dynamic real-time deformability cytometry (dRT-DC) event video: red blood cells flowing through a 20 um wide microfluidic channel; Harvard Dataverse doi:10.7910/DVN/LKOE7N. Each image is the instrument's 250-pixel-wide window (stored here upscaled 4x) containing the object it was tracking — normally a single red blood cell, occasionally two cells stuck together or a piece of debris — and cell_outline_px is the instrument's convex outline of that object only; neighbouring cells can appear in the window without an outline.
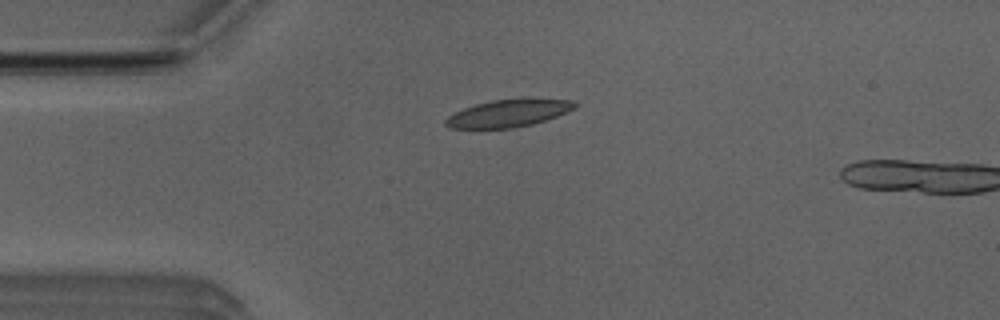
{"species": "Egyptian fruit bat (a non-hibernating species)", "species_latin": "Rousettus aegyptiacus", "temperature_condition": "room temperature", "stored_images_in_passage": 8, "camera_frame_rate_fps": 3000, "um_per_image_px": 0.085, "animal": {"sex": "male"}, "frame": {"image": 1, "passage_image": 3, "time_ms": 0.667, "image_size_px": [1000, 320], "cell_outline_px": [[580, 104], [576, 108], [568, 112], [532, 124], [512, 128], [448, 128], [444, 124], [444, 120], [448, 116], [464, 108], [476, 104], [492, 100], [528, 96], [572, 100]], "centroid_in_image_um": [43.3, 9.58], "position_along_channel_um": 41.7, "area_um2": 21.27}}
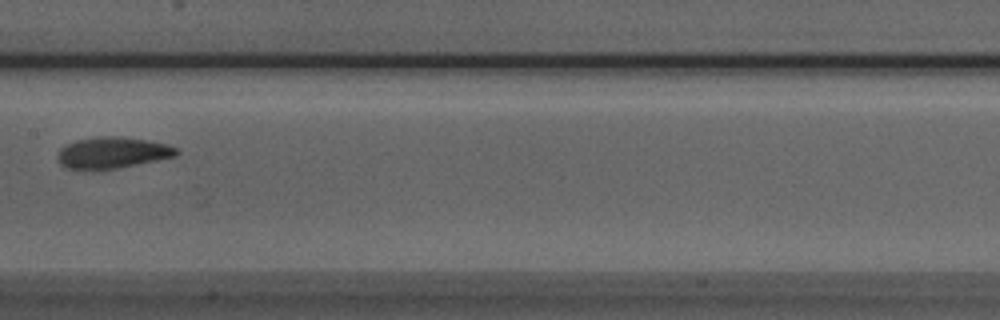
{"frame": {"image": 2, "passage_image": 7, "time_ms": 2.0, "image_size_px": [1000, 320], "cell_outline_px": [[180, 152], [176, 156], [116, 168], [68, 168], [60, 164], [56, 156], [60, 148], [76, 140], [100, 136], [112, 136], [144, 140], [168, 144], [176, 148]], "centroid_in_image_um": [9.55, 12.96], "position_along_channel_um": 197.9, "area_um2": 21.1}}
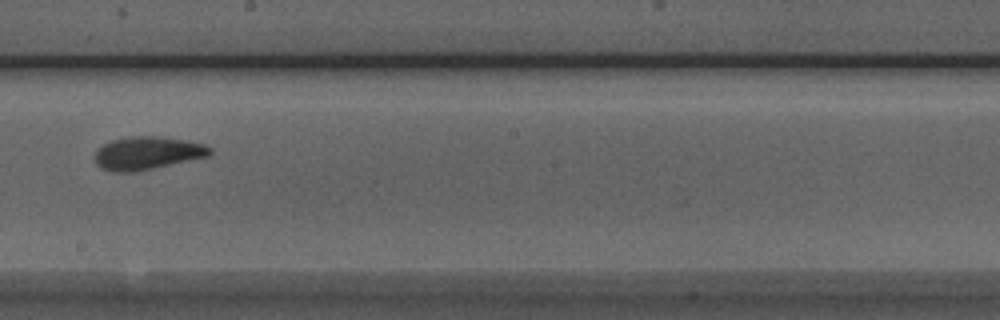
{"frame": {"image": 3, "passage_image": 8, "time_ms": 2.333, "image_size_px": [1000, 320], "cell_outline_px": [[212, 152], [208, 156], [136, 172], [112, 172], [100, 168], [96, 164], [96, 148], [108, 140], [128, 136], [156, 136], [184, 140], [204, 144], [212, 148]], "centroid_in_image_um": [12.47, 13.01], "position_along_channel_um": 235.7, "area_um2": 22.31}}